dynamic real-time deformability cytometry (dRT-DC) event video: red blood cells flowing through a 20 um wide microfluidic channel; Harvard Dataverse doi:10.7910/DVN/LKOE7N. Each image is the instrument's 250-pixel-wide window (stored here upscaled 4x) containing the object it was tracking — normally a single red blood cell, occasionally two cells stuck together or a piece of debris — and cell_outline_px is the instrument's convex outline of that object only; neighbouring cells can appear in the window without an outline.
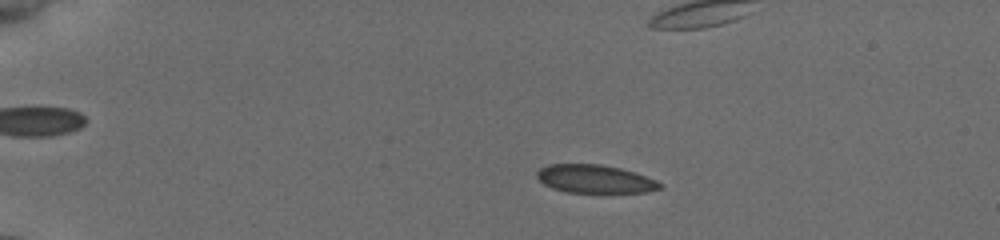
{"species": "common noctule bat (a hibernating species)", "species_latin": "Nyctalus noctula", "temperature_condition": "cold", "stored_images_in_passage": 14, "camera_frame_rate_fps": 3000, "um_per_image_px": 0.085, "animal": {"sex": "female", "body_mass_g": 19.5, "forearm_length_mm": 54.1}, "frame": {"image": 1, "passage_image": 3, "time_ms": 0.333, "image_size_px": [1000, 240], "cell_outline_px": [[664, 184], [660, 188], [648, 192], [568, 192], [552, 188], [544, 184], [536, 176], [536, 172], [540, 168], [548, 164], [600, 164], [620, 168], [636, 172], [656, 180]], "centroid_in_image_um": [50.57, 15.2], "position_along_channel_um": 34.4, "area_um2": 20.23}}